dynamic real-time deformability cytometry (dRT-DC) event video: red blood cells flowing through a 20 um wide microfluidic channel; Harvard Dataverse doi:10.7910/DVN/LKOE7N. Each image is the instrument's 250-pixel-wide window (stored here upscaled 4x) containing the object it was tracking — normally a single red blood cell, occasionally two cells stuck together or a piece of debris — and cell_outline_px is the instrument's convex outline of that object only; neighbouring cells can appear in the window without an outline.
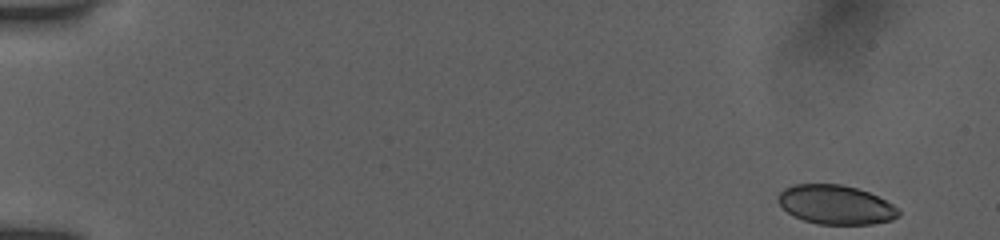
{"species": "human", "species_latin": "Homo sapiens", "temperature_condition": "room temperature", "stored_images_in_passage": 17, "camera_frame_rate_fps": 3000, "um_per_image_px": 0.085, "donor": {"sex": "female"}, "frame": {"image": 1, "passage_image": 1, "time_ms": 0.0, "image_size_px": [1000, 240], "cell_outline_px": [[900, 216], [892, 220], [872, 224], [816, 224], [804, 220], [788, 212], [780, 204], [776, 196], [784, 188], [792, 184], [840, 184], [856, 188], [868, 192], [892, 204], [900, 212]], "centroid_in_image_um": [71.02, 17.4], "position_along_channel_um": 14.0, "area_um2": 27.34}}
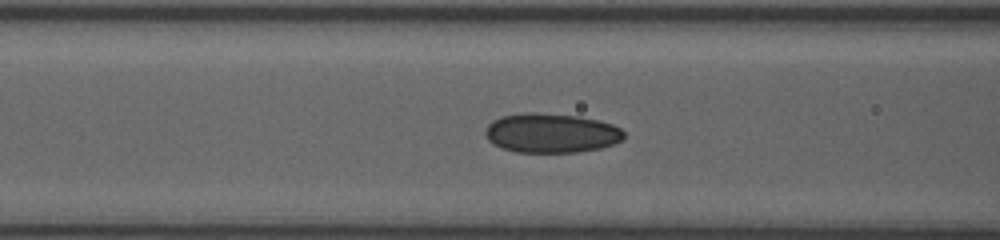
{"frame": {"image": 2, "passage_image": 13, "time_ms": 4.0, "image_size_px": [1000, 240], "cell_outline_px": [[624, 140], [600, 148], [576, 152], [516, 152], [492, 144], [488, 140], [484, 132], [488, 124], [492, 120], [500, 116], [524, 112], [536, 112], [576, 116], [596, 120], [612, 124], [620, 128], [624, 132]], "centroid_in_image_um": [46.82, 11.3], "position_along_channel_um": 119.8, "area_um2": 31.91}}
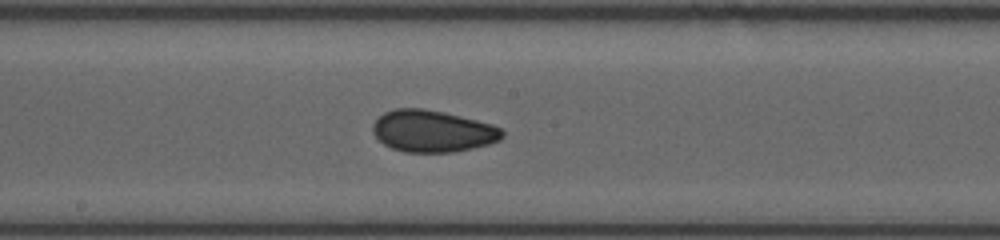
{"frame": {"image": 3, "passage_image": 17, "time_ms": 5.333, "image_size_px": [1000, 240], "cell_outline_px": [[504, 136], [500, 140], [488, 144], [472, 148], [452, 152], [404, 152], [392, 148], [384, 144], [372, 132], [372, 124], [384, 112], [396, 108], [424, 108], [444, 112], [492, 124], [500, 128], [504, 132]], "centroid_in_image_um": [36.76, 11.14], "position_along_channel_um": 211.4, "area_um2": 31.5}}